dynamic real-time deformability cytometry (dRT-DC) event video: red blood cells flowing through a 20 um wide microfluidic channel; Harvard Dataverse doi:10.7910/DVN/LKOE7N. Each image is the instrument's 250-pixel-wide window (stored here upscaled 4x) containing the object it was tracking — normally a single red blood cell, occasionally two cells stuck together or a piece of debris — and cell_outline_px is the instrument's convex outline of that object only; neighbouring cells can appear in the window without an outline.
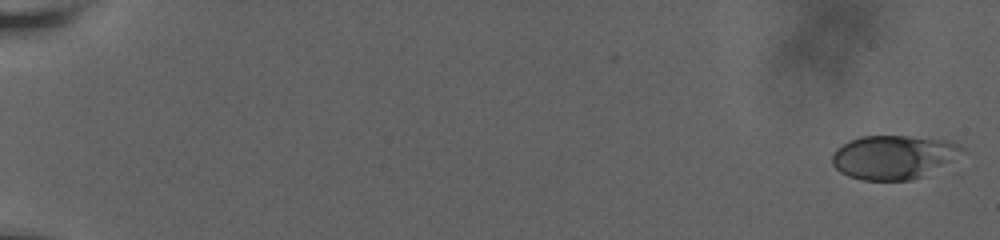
{"species": "human", "species_latin": "Homo sapiens", "temperature_condition": "room temperature", "stored_images_in_passage": 12, "camera_frame_rate_fps": 3000, "um_per_image_px": 0.085, "donor": {"sex": "male"}, "frame": {"image": 1, "passage_image": 1, "time_ms": 0.0, "image_size_px": [1000, 240], "cell_outline_px": [[968, 152], [912, 180], [864, 180], [848, 176], [840, 172], [832, 164], [832, 152], [836, 148], [848, 140], [860, 136], [908, 136], [952, 140], [968, 148]], "centroid_in_image_um": [75.97, 13.32], "position_along_channel_um": 9.0, "area_um2": 33.47}}
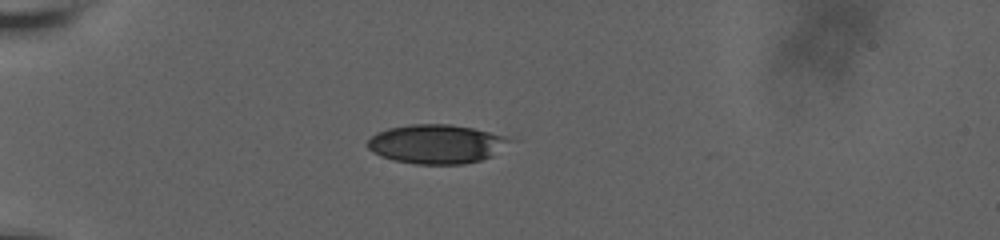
{"frame": {"image": 2, "passage_image": 9, "time_ms": 6.0, "image_size_px": [1000, 240], "cell_outline_px": [[520, 140], [492, 156], [480, 160], [464, 164], [416, 164], [392, 160], [380, 156], [372, 152], [364, 144], [376, 132], [388, 128], [412, 124], [452, 124], [472, 128], [508, 136]], "centroid_in_image_um": [37.16, 12.24], "position_along_channel_um": 47.8, "area_um2": 33.06}}
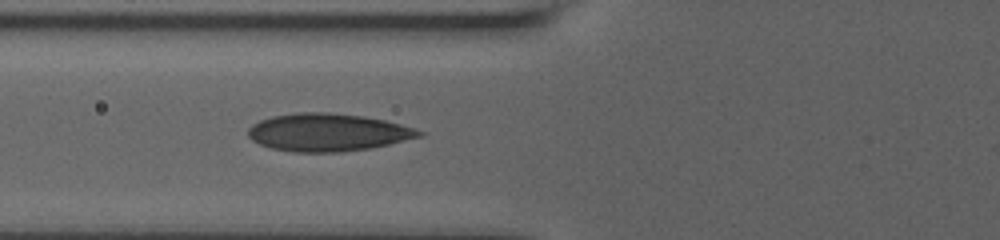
{"frame": {"image": 3, "passage_image": 12, "time_ms": 8.333, "image_size_px": [1000, 240], "cell_outline_px": [[424, 136], [372, 148], [340, 152], [292, 152], [272, 148], [260, 144], [252, 140], [248, 136], [248, 128], [252, 124], [260, 120], [272, 116], [296, 112], [328, 112], [364, 116], [384, 120], [400, 124], [424, 132]], "centroid_in_image_um": [27.85, 11.25], "position_along_channel_um": 97.9, "area_um2": 37.69}}